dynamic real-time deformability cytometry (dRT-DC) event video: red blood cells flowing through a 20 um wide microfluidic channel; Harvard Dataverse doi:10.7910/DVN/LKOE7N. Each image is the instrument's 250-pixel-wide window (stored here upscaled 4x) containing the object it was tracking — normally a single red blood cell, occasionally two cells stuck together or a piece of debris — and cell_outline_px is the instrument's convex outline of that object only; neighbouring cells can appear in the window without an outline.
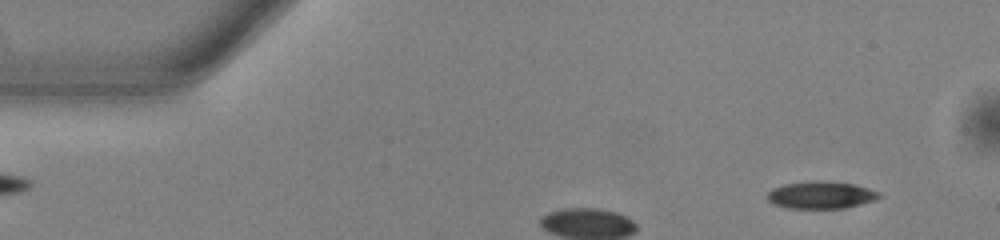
{"species": "common noctule bat (a hibernating species)", "species_latin": "Nyctalus noctula", "temperature_condition": "warm", "stored_images_in_passage": 39, "camera_frame_rate_fps": 3000, "um_per_image_px": 0.085, "animal": {"sex": "male", "body_mass_g": 13.0, "forearm_length_mm": 53.1}, "frame": {"image": 1, "passage_image": 4, "time_ms": 1.0, "image_size_px": [1000, 240], "cell_outline_px": [[880, 196], [872, 200], [860, 204], [844, 208], [788, 208], [776, 204], [768, 200], [768, 192], [772, 188], [784, 184], [816, 180], [852, 184], [868, 188], [880, 192]], "centroid_in_image_um": [69.76, 16.57], "position_along_channel_um": 15.2, "area_um2": 17.46}}
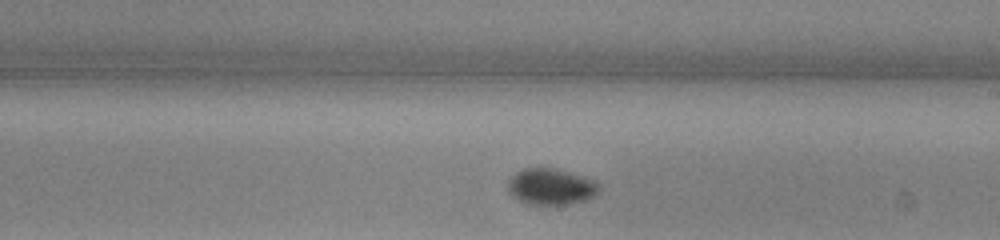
{"frame": {"image": 2, "passage_image": 23, "time_ms": 7.333, "image_size_px": [1000, 240], "cell_outline_px": [[600, 188], [592, 196], [584, 200], [564, 204], [524, 204], [512, 196], [508, 192], [508, 184], [512, 176], [516, 172], [524, 168], [552, 168], [584, 176], [600, 184]], "centroid_in_image_um": [46.79, 15.86], "position_along_channel_um": 242.2, "area_um2": 19.02}}
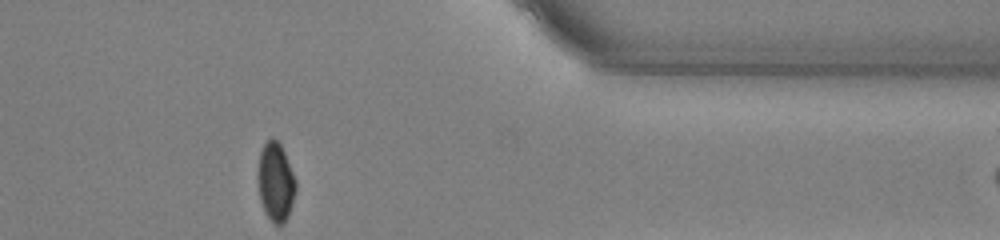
{"frame": {"image": 3, "passage_image": 36, "time_ms": 11.667, "image_size_px": [1000, 240], "cell_outline_px": [[296, 188], [292, 204], [288, 216], [284, 224], [276, 224], [264, 212], [260, 200], [260, 152], [264, 144], [272, 136], [280, 144], [284, 152], [296, 180]], "centroid_in_image_um": [23.47, 15.48], "position_along_channel_um": 387.9, "area_um2": 16.76}}